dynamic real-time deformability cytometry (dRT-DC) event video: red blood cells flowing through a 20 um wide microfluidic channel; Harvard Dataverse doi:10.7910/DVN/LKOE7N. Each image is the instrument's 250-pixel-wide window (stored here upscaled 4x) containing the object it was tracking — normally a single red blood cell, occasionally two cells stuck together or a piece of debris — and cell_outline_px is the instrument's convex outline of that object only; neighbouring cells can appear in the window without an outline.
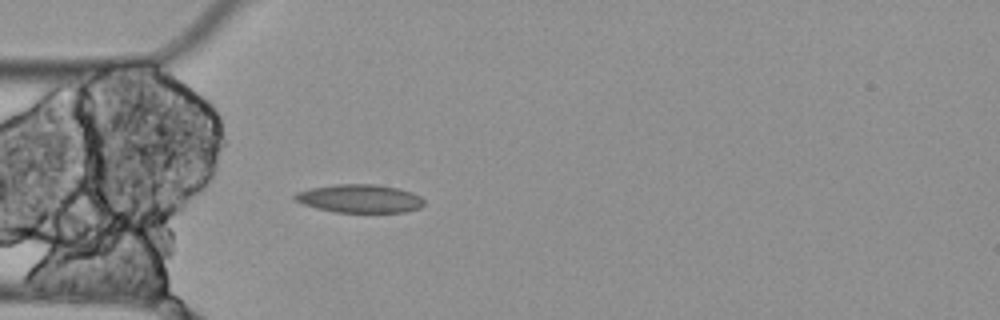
{"species": "Egyptian fruit bat (a non-hibernating species)", "species_latin": "Rousettus aegyptiacus", "temperature_condition": "cold", "stored_images_in_passage": 3, "camera_frame_rate_fps": 3000, "um_per_image_px": 0.085, "animal": {"sex": "female"}, "frame": {"image": 1, "passage_image": 3, "time_ms": 0.667, "image_size_px": [1000, 320], "cell_outline_px": [[424, 204], [420, 208], [404, 212], [336, 212], [316, 208], [300, 204], [292, 200], [292, 196], [296, 192], [308, 188], [332, 184], [372, 184], [400, 188], [412, 192], [420, 196], [424, 200]], "centroid_in_image_um": [30.52, 16.87], "position_along_channel_um": 54.5, "area_um2": 21.68}}